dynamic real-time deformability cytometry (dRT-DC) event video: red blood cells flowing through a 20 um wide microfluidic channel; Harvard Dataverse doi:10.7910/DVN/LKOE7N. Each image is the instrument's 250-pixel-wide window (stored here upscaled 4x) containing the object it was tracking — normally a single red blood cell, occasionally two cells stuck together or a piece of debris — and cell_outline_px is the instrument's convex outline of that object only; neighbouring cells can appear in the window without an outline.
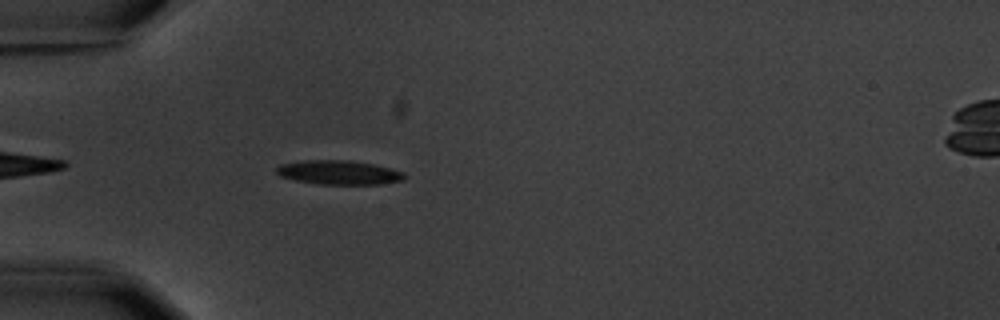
{"species": "common noctule bat (a hibernating species)", "species_latin": "Nyctalus noctula", "temperature_condition": "warm", "stored_images_in_passage": 6, "camera_frame_rate_fps": 3000, "um_per_image_px": 0.085, "animal": {"sex": "male", "body_mass_g": 20.1, "forearm_length_mm": 53.5}, "frame": {"image": 1, "passage_image": 6, "time_ms": 5.667, "image_size_px": [1000, 320], "cell_outline_px": [[408, 176], [404, 180], [380, 184], [320, 184], [296, 180], [280, 176], [276, 172], [276, 168], [280, 164], [304, 160], [352, 160], [376, 164], [404, 172]], "centroid_in_image_um": [28.85, 14.65], "position_along_channel_um": 56.1, "area_um2": 18.15}}